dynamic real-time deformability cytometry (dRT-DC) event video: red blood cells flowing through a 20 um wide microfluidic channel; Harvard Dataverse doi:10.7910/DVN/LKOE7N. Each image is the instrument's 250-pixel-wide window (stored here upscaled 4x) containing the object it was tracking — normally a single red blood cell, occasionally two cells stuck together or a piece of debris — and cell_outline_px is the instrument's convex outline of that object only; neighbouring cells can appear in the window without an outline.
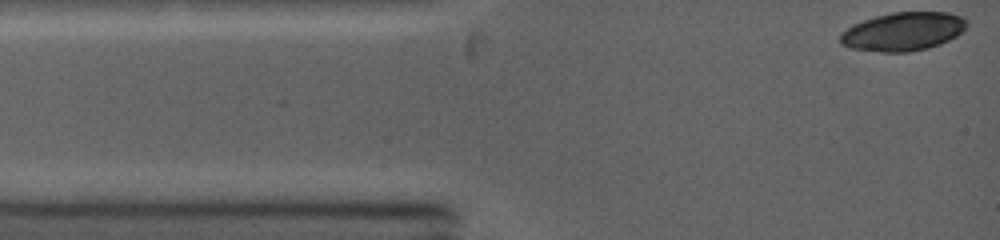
{"species": "common noctule bat (a hibernating species)", "species_latin": "Nyctalus noctula", "temperature_condition": "warm", "stored_images_in_passage": 3, "camera_frame_rate_fps": 5000, "um_per_image_px": 0.085, "animal": {"sex": "female", "body_mass_g": 19.0, "forearm_length_mm": 53.3}, "frame": {"image": 1, "passage_image": 1, "time_ms": 0.0, "image_size_px": [1000, 240], "cell_outline_px": [[968, 24], [956, 36], [940, 44], [928, 48], [908, 52], [884, 52], [852, 48], [840, 44], [840, 32], [852, 24], [876, 16], [892, 12], [948, 12], [964, 16], [968, 20]], "centroid_in_image_um": [76.77, 2.67], "position_along_channel_um": 8.2, "area_um2": 28.5}}